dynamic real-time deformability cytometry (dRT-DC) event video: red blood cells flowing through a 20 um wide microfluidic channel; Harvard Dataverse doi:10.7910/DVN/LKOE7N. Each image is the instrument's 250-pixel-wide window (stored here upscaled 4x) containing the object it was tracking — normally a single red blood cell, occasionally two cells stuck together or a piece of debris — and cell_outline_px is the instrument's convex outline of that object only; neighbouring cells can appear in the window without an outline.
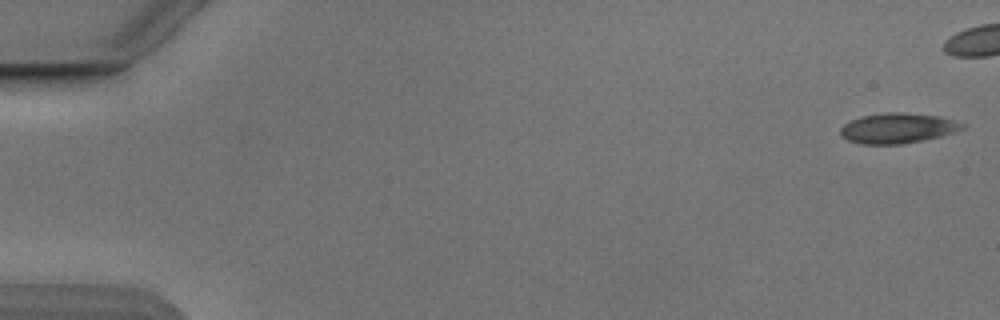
{"species": "Egyptian fruit bat (a non-hibernating species)", "species_latin": "Rousettus aegyptiacus", "temperature_condition": "cold", "stored_images_in_passage": 3, "camera_frame_rate_fps": 3000, "um_per_image_px": 0.085, "animal": {"sex": "male"}, "frame": {"image": 1, "passage_image": 1, "time_ms": 0.0, "image_size_px": [1000, 320], "cell_outline_px": [[964, 128], [940, 136], [924, 140], [904, 144], [860, 144], [848, 140], [840, 136], [840, 128], [844, 124], [860, 116], [888, 112], [900, 112], [936, 116], [964, 124]], "centroid_in_image_um": [76.22, 10.91], "position_along_channel_um": 8.8, "area_um2": 21.21}}